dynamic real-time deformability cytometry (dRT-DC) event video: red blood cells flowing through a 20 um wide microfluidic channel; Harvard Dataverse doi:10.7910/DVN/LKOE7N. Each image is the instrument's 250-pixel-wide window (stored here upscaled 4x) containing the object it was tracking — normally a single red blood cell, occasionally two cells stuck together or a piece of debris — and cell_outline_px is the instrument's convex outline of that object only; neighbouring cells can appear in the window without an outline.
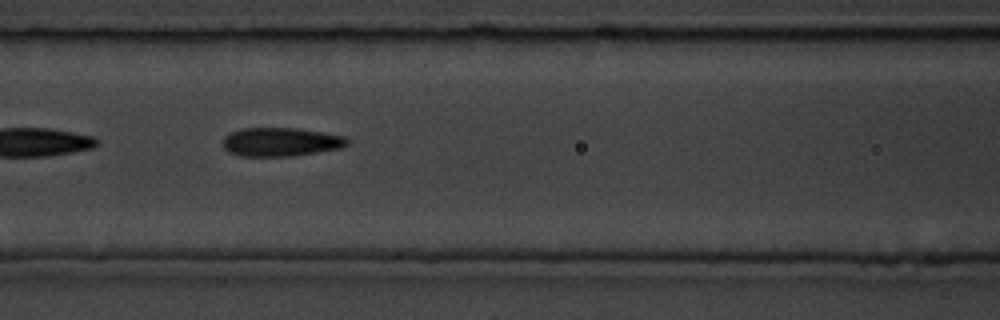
{"species": "common noctule bat (a hibernating species)", "species_latin": "Nyctalus noctula", "temperature_condition": "room temperature", "stored_images_in_passage": 7, "camera_frame_rate_fps": 3000, "um_per_image_px": 0.085, "animal": {"sex": "male", "body_mass_g": 19.5, "forearm_length_mm": 54.6}, "frame": {"image": 1, "passage_image": 6, "time_ms": 6.0, "image_size_px": [1000, 320], "cell_outline_px": [[348, 144], [340, 148], [292, 156], [240, 156], [228, 152], [224, 148], [224, 136], [232, 132], [244, 128], [296, 128], [324, 132], [344, 136], [348, 140]], "centroid_in_image_um": [23.86, 12.06], "position_along_channel_um": 142.7, "area_um2": 20.69}}